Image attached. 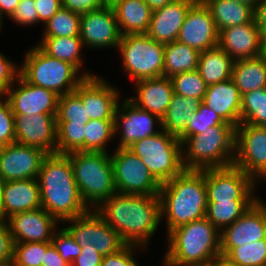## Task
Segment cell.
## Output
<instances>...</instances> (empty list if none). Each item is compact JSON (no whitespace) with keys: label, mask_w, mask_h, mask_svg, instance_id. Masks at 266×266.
<instances>
[{"label":"cell","mask_w":266,"mask_h":266,"mask_svg":"<svg viewBox=\"0 0 266 266\" xmlns=\"http://www.w3.org/2000/svg\"><path fill=\"white\" fill-rule=\"evenodd\" d=\"M256 24L261 32L262 38L266 39V0H259L255 9Z\"/></svg>","instance_id":"9f6ffc18"},{"label":"cell","mask_w":266,"mask_h":266,"mask_svg":"<svg viewBox=\"0 0 266 266\" xmlns=\"http://www.w3.org/2000/svg\"><path fill=\"white\" fill-rule=\"evenodd\" d=\"M208 266H222V258H220L215 264H211Z\"/></svg>","instance_id":"6125c7cd"},{"label":"cell","mask_w":266,"mask_h":266,"mask_svg":"<svg viewBox=\"0 0 266 266\" xmlns=\"http://www.w3.org/2000/svg\"><path fill=\"white\" fill-rule=\"evenodd\" d=\"M20 0H0V12L4 16L5 14L10 17ZM5 13V14H4Z\"/></svg>","instance_id":"6f0895ef"},{"label":"cell","mask_w":266,"mask_h":266,"mask_svg":"<svg viewBox=\"0 0 266 266\" xmlns=\"http://www.w3.org/2000/svg\"><path fill=\"white\" fill-rule=\"evenodd\" d=\"M219 124H229L224 122L213 110L209 109L205 104L201 103L196 112L188 121L186 130L178 137L181 143L189 136L200 134L209 127Z\"/></svg>","instance_id":"ee69618b"},{"label":"cell","mask_w":266,"mask_h":266,"mask_svg":"<svg viewBox=\"0 0 266 266\" xmlns=\"http://www.w3.org/2000/svg\"><path fill=\"white\" fill-rule=\"evenodd\" d=\"M103 256L93 245H84L71 266H101Z\"/></svg>","instance_id":"816d5d0a"},{"label":"cell","mask_w":266,"mask_h":266,"mask_svg":"<svg viewBox=\"0 0 266 266\" xmlns=\"http://www.w3.org/2000/svg\"><path fill=\"white\" fill-rule=\"evenodd\" d=\"M47 155L39 148L16 142L0 147V178L4 182L37 179Z\"/></svg>","instance_id":"5bb4252c"},{"label":"cell","mask_w":266,"mask_h":266,"mask_svg":"<svg viewBox=\"0 0 266 266\" xmlns=\"http://www.w3.org/2000/svg\"><path fill=\"white\" fill-rule=\"evenodd\" d=\"M58 220L42 207L11 215L7 219L13 242H51Z\"/></svg>","instance_id":"7402d4cb"},{"label":"cell","mask_w":266,"mask_h":266,"mask_svg":"<svg viewBox=\"0 0 266 266\" xmlns=\"http://www.w3.org/2000/svg\"><path fill=\"white\" fill-rule=\"evenodd\" d=\"M222 266H236V265L230 264V263L226 262V261L222 258Z\"/></svg>","instance_id":"be15d7a7"},{"label":"cell","mask_w":266,"mask_h":266,"mask_svg":"<svg viewBox=\"0 0 266 266\" xmlns=\"http://www.w3.org/2000/svg\"><path fill=\"white\" fill-rule=\"evenodd\" d=\"M5 219L16 213L41 208V193L37 179H22L4 183Z\"/></svg>","instance_id":"4316f807"},{"label":"cell","mask_w":266,"mask_h":266,"mask_svg":"<svg viewBox=\"0 0 266 266\" xmlns=\"http://www.w3.org/2000/svg\"><path fill=\"white\" fill-rule=\"evenodd\" d=\"M81 14L62 7L47 23L42 38L80 37Z\"/></svg>","instance_id":"74e56055"},{"label":"cell","mask_w":266,"mask_h":266,"mask_svg":"<svg viewBox=\"0 0 266 266\" xmlns=\"http://www.w3.org/2000/svg\"><path fill=\"white\" fill-rule=\"evenodd\" d=\"M15 142L57 153V121L51 114H14Z\"/></svg>","instance_id":"9a60e30c"},{"label":"cell","mask_w":266,"mask_h":266,"mask_svg":"<svg viewBox=\"0 0 266 266\" xmlns=\"http://www.w3.org/2000/svg\"><path fill=\"white\" fill-rule=\"evenodd\" d=\"M57 122L86 124L89 116L80 96L75 92L58 97Z\"/></svg>","instance_id":"60d3db41"},{"label":"cell","mask_w":266,"mask_h":266,"mask_svg":"<svg viewBox=\"0 0 266 266\" xmlns=\"http://www.w3.org/2000/svg\"><path fill=\"white\" fill-rule=\"evenodd\" d=\"M4 181L0 178V222L5 221V206L3 198Z\"/></svg>","instance_id":"91938a15"},{"label":"cell","mask_w":266,"mask_h":266,"mask_svg":"<svg viewBox=\"0 0 266 266\" xmlns=\"http://www.w3.org/2000/svg\"><path fill=\"white\" fill-rule=\"evenodd\" d=\"M233 1L247 4L251 6L254 10L256 9L258 2H259V0H233Z\"/></svg>","instance_id":"94428289"},{"label":"cell","mask_w":266,"mask_h":266,"mask_svg":"<svg viewBox=\"0 0 266 266\" xmlns=\"http://www.w3.org/2000/svg\"><path fill=\"white\" fill-rule=\"evenodd\" d=\"M200 52L179 41L164 45V77L194 71L198 68Z\"/></svg>","instance_id":"d6a6232c"},{"label":"cell","mask_w":266,"mask_h":266,"mask_svg":"<svg viewBox=\"0 0 266 266\" xmlns=\"http://www.w3.org/2000/svg\"><path fill=\"white\" fill-rule=\"evenodd\" d=\"M121 33L112 5L81 14L80 38L83 44L93 48L118 47Z\"/></svg>","instance_id":"2e32d148"},{"label":"cell","mask_w":266,"mask_h":266,"mask_svg":"<svg viewBox=\"0 0 266 266\" xmlns=\"http://www.w3.org/2000/svg\"><path fill=\"white\" fill-rule=\"evenodd\" d=\"M85 125L57 122V153L69 154L84 151Z\"/></svg>","instance_id":"ab89813d"},{"label":"cell","mask_w":266,"mask_h":266,"mask_svg":"<svg viewBox=\"0 0 266 266\" xmlns=\"http://www.w3.org/2000/svg\"><path fill=\"white\" fill-rule=\"evenodd\" d=\"M204 217L168 234L164 266H208L221 258L220 231Z\"/></svg>","instance_id":"277c9868"},{"label":"cell","mask_w":266,"mask_h":266,"mask_svg":"<svg viewBox=\"0 0 266 266\" xmlns=\"http://www.w3.org/2000/svg\"><path fill=\"white\" fill-rule=\"evenodd\" d=\"M204 177L208 203L258 200L252 194L256 182L234 165L204 169Z\"/></svg>","instance_id":"8fae6325"},{"label":"cell","mask_w":266,"mask_h":266,"mask_svg":"<svg viewBox=\"0 0 266 266\" xmlns=\"http://www.w3.org/2000/svg\"><path fill=\"white\" fill-rule=\"evenodd\" d=\"M51 242L14 243L13 263L16 266H42L46 249Z\"/></svg>","instance_id":"7bdbcfd3"},{"label":"cell","mask_w":266,"mask_h":266,"mask_svg":"<svg viewBox=\"0 0 266 266\" xmlns=\"http://www.w3.org/2000/svg\"><path fill=\"white\" fill-rule=\"evenodd\" d=\"M70 157L73 175L83 202L97 208L116 194L113 165L107 152L76 151Z\"/></svg>","instance_id":"8992f818"},{"label":"cell","mask_w":266,"mask_h":266,"mask_svg":"<svg viewBox=\"0 0 266 266\" xmlns=\"http://www.w3.org/2000/svg\"><path fill=\"white\" fill-rule=\"evenodd\" d=\"M105 4L104 0H62V7L79 14L99 9Z\"/></svg>","instance_id":"db71d44e"},{"label":"cell","mask_w":266,"mask_h":266,"mask_svg":"<svg viewBox=\"0 0 266 266\" xmlns=\"http://www.w3.org/2000/svg\"><path fill=\"white\" fill-rule=\"evenodd\" d=\"M66 221L72 225L65 229L81 247L93 245L102 256L114 254L127 245L120 234L108 225L94 209Z\"/></svg>","instance_id":"7c38bea8"},{"label":"cell","mask_w":266,"mask_h":266,"mask_svg":"<svg viewBox=\"0 0 266 266\" xmlns=\"http://www.w3.org/2000/svg\"><path fill=\"white\" fill-rule=\"evenodd\" d=\"M242 96L232 78L209 85L202 100L226 123L235 128L241 123Z\"/></svg>","instance_id":"d4e9b609"},{"label":"cell","mask_w":266,"mask_h":266,"mask_svg":"<svg viewBox=\"0 0 266 266\" xmlns=\"http://www.w3.org/2000/svg\"><path fill=\"white\" fill-rule=\"evenodd\" d=\"M152 11L160 9L175 0H144Z\"/></svg>","instance_id":"680465c9"},{"label":"cell","mask_w":266,"mask_h":266,"mask_svg":"<svg viewBox=\"0 0 266 266\" xmlns=\"http://www.w3.org/2000/svg\"><path fill=\"white\" fill-rule=\"evenodd\" d=\"M218 46L234 61L257 57L264 53V39L255 18L249 23L221 30Z\"/></svg>","instance_id":"603a6c76"},{"label":"cell","mask_w":266,"mask_h":266,"mask_svg":"<svg viewBox=\"0 0 266 266\" xmlns=\"http://www.w3.org/2000/svg\"><path fill=\"white\" fill-rule=\"evenodd\" d=\"M2 19H3V15L1 14V12H0V30H1V27H2Z\"/></svg>","instance_id":"03108f58"},{"label":"cell","mask_w":266,"mask_h":266,"mask_svg":"<svg viewBox=\"0 0 266 266\" xmlns=\"http://www.w3.org/2000/svg\"><path fill=\"white\" fill-rule=\"evenodd\" d=\"M86 108L89 120H114L119 92L97 75L86 77L75 89Z\"/></svg>","instance_id":"ffe728a7"},{"label":"cell","mask_w":266,"mask_h":266,"mask_svg":"<svg viewBox=\"0 0 266 266\" xmlns=\"http://www.w3.org/2000/svg\"><path fill=\"white\" fill-rule=\"evenodd\" d=\"M83 45L80 37H52L42 38L38 46L49 56L71 63L80 71Z\"/></svg>","instance_id":"836d02e7"},{"label":"cell","mask_w":266,"mask_h":266,"mask_svg":"<svg viewBox=\"0 0 266 266\" xmlns=\"http://www.w3.org/2000/svg\"><path fill=\"white\" fill-rule=\"evenodd\" d=\"M263 54L266 56V39L264 40V53Z\"/></svg>","instance_id":"003e7915"},{"label":"cell","mask_w":266,"mask_h":266,"mask_svg":"<svg viewBox=\"0 0 266 266\" xmlns=\"http://www.w3.org/2000/svg\"><path fill=\"white\" fill-rule=\"evenodd\" d=\"M161 220L166 216L167 235L177 227L205 217L207 192L204 169L184 170L161 184Z\"/></svg>","instance_id":"3957f363"},{"label":"cell","mask_w":266,"mask_h":266,"mask_svg":"<svg viewBox=\"0 0 266 266\" xmlns=\"http://www.w3.org/2000/svg\"><path fill=\"white\" fill-rule=\"evenodd\" d=\"M106 4L112 5L117 0H104Z\"/></svg>","instance_id":"e7e4bbea"},{"label":"cell","mask_w":266,"mask_h":266,"mask_svg":"<svg viewBox=\"0 0 266 266\" xmlns=\"http://www.w3.org/2000/svg\"><path fill=\"white\" fill-rule=\"evenodd\" d=\"M201 103V99L186 98L174 93L166 113L161 118L162 126L160 128L168 134L179 137L186 130L188 121Z\"/></svg>","instance_id":"4dcf8cb0"},{"label":"cell","mask_w":266,"mask_h":266,"mask_svg":"<svg viewBox=\"0 0 266 266\" xmlns=\"http://www.w3.org/2000/svg\"><path fill=\"white\" fill-rule=\"evenodd\" d=\"M210 10L218 32L231 26L251 22L255 10L244 3L233 0H202Z\"/></svg>","instance_id":"f546056e"},{"label":"cell","mask_w":266,"mask_h":266,"mask_svg":"<svg viewBox=\"0 0 266 266\" xmlns=\"http://www.w3.org/2000/svg\"><path fill=\"white\" fill-rule=\"evenodd\" d=\"M117 193L159 195L161 184L139 157L128 148H117L111 156Z\"/></svg>","instance_id":"30bf717a"},{"label":"cell","mask_w":266,"mask_h":266,"mask_svg":"<svg viewBox=\"0 0 266 266\" xmlns=\"http://www.w3.org/2000/svg\"><path fill=\"white\" fill-rule=\"evenodd\" d=\"M15 89L12 85L3 96L8 100L13 114L57 115L58 95L46 88L26 82L20 75Z\"/></svg>","instance_id":"ac0fdd59"},{"label":"cell","mask_w":266,"mask_h":266,"mask_svg":"<svg viewBox=\"0 0 266 266\" xmlns=\"http://www.w3.org/2000/svg\"><path fill=\"white\" fill-rule=\"evenodd\" d=\"M136 245H126L118 252L103 256L101 266H139L133 259V249H137Z\"/></svg>","instance_id":"681fc988"},{"label":"cell","mask_w":266,"mask_h":266,"mask_svg":"<svg viewBox=\"0 0 266 266\" xmlns=\"http://www.w3.org/2000/svg\"><path fill=\"white\" fill-rule=\"evenodd\" d=\"M136 84L137 96L129 100L140 109L147 110L162 118L174 94L171 78L161 76L140 80Z\"/></svg>","instance_id":"484cf974"},{"label":"cell","mask_w":266,"mask_h":266,"mask_svg":"<svg viewBox=\"0 0 266 266\" xmlns=\"http://www.w3.org/2000/svg\"><path fill=\"white\" fill-rule=\"evenodd\" d=\"M112 8L121 35L147 33L152 10L144 0H117Z\"/></svg>","instance_id":"83f0119b"},{"label":"cell","mask_w":266,"mask_h":266,"mask_svg":"<svg viewBox=\"0 0 266 266\" xmlns=\"http://www.w3.org/2000/svg\"><path fill=\"white\" fill-rule=\"evenodd\" d=\"M38 22L47 23L61 8L62 0H34Z\"/></svg>","instance_id":"f5cc1de1"},{"label":"cell","mask_w":266,"mask_h":266,"mask_svg":"<svg viewBox=\"0 0 266 266\" xmlns=\"http://www.w3.org/2000/svg\"><path fill=\"white\" fill-rule=\"evenodd\" d=\"M117 49L122 54L124 70L135 82L163 76L164 44L147 34L122 35Z\"/></svg>","instance_id":"9c48e42d"},{"label":"cell","mask_w":266,"mask_h":266,"mask_svg":"<svg viewBox=\"0 0 266 266\" xmlns=\"http://www.w3.org/2000/svg\"><path fill=\"white\" fill-rule=\"evenodd\" d=\"M235 130L231 124H219L200 134L187 137L182 142V161L185 170L224 168L233 165Z\"/></svg>","instance_id":"5b68a950"},{"label":"cell","mask_w":266,"mask_h":266,"mask_svg":"<svg viewBox=\"0 0 266 266\" xmlns=\"http://www.w3.org/2000/svg\"><path fill=\"white\" fill-rule=\"evenodd\" d=\"M37 181L42 208L58 221L81 216L90 210L80 196L67 154H48Z\"/></svg>","instance_id":"7a4b0ae2"},{"label":"cell","mask_w":266,"mask_h":266,"mask_svg":"<svg viewBox=\"0 0 266 266\" xmlns=\"http://www.w3.org/2000/svg\"><path fill=\"white\" fill-rule=\"evenodd\" d=\"M0 98V147H3L15 143V122L8 100L2 94Z\"/></svg>","instance_id":"bcb514c9"},{"label":"cell","mask_w":266,"mask_h":266,"mask_svg":"<svg viewBox=\"0 0 266 266\" xmlns=\"http://www.w3.org/2000/svg\"><path fill=\"white\" fill-rule=\"evenodd\" d=\"M221 258L236 266H266V239L238 247H220Z\"/></svg>","instance_id":"e575fe53"},{"label":"cell","mask_w":266,"mask_h":266,"mask_svg":"<svg viewBox=\"0 0 266 266\" xmlns=\"http://www.w3.org/2000/svg\"><path fill=\"white\" fill-rule=\"evenodd\" d=\"M16 66L0 52V95H3L19 77L20 68Z\"/></svg>","instance_id":"c3c4849f"},{"label":"cell","mask_w":266,"mask_h":266,"mask_svg":"<svg viewBox=\"0 0 266 266\" xmlns=\"http://www.w3.org/2000/svg\"><path fill=\"white\" fill-rule=\"evenodd\" d=\"M14 242L6 222H0V266L13 261Z\"/></svg>","instance_id":"f907efd6"},{"label":"cell","mask_w":266,"mask_h":266,"mask_svg":"<svg viewBox=\"0 0 266 266\" xmlns=\"http://www.w3.org/2000/svg\"><path fill=\"white\" fill-rule=\"evenodd\" d=\"M128 149L144 162L160 184L173 179L185 170L181 141L164 130L134 142Z\"/></svg>","instance_id":"ba28073f"},{"label":"cell","mask_w":266,"mask_h":266,"mask_svg":"<svg viewBox=\"0 0 266 266\" xmlns=\"http://www.w3.org/2000/svg\"><path fill=\"white\" fill-rule=\"evenodd\" d=\"M120 107L118 106L114 117L115 136L121 129L118 148H129L134 142L162 131V129L159 131L153 130L156 121L159 123V126H162V119L158 115L140 109L129 98L125 99ZM119 122L122 123V126H120L121 123Z\"/></svg>","instance_id":"d6986e66"},{"label":"cell","mask_w":266,"mask_h":266,"mask_svg":"<svg viewBox=\"0 0 266 266\" xmlns=\"http://www.w3.org/2000/svg\"><path fill=\"white\" fill-rule=\"evenodd\" d=\"M42 266H71L66 262L60 253L56 250L53 244H51L44 254V261H42Z\"/></svg>","instance_id":"11a10c76"},{"label":"cell","mask_w":266,"mask_h":266,"mask_svg":"<svg viewBox=\"0 0 266 266\" xmlns=\"http://www.w3.org/2000/svg\"><path fill=\"white\" fill-rule=\"evenodd\" d=\"M114 126V120H89L85 125L84 151L107 152V142L115 135Z\"/></svg>","instance_id":"f35d334b"},{"label":"cell","mask_w":266,"mask_h":266,"mask_svg":"<svg viewBox=\"0 0 266 266\" xmlns=\"http://www.w3.org/2000/svg\"><path fill=\"white\" fill-rule=\"evenodd\" d=\"M266 239V203L258 199L231 225L220 232V247H238Z\"/></svg>","instance_id":"44dd1931"},{"label":"cell","mask_w":266,"mask_h":266,"mask_svg":"<svg viewBox=\"0 0 266 266\" xmlns=\"http://www.w3.org/2000/svg\"><path fill=\"white\" fill-rule=\"evenodd\" d=\"M233 62L234 60L217 46L200 52L197 70L209 86L232 78Z\"/></svg>","instance_id":"1f68e13d"},{"label":"cell","mask_w":266,"mask_h":266,"mask_svg":"<svg viewBox=\"0 0 266 266\" xmlns=\"http://www.w3.org/2000/svg\"><path fill=\"white\" fill-rule=\"evenodd\" d=\"M197 0H175L152 11L147 35L161 44L176 41L190 7Z\"/></svg>","instance_id":"cb8c5ba5"},{"label":"cell","mask_w":266,"mask_h":266,"mask_svg":"<svg viewBox=\"0 0 266 266\" xmlns=\"http://www.w3.org/2000/svg\"><path fill=\"white\" fill-rule=\"evenodd\" d=\"M25 56L19 75L26 82L51 90L58 96L75 91L86 77L95 76L90 73L78 75L79 70L74 65L49 56L38 45Z\"/></svg>","instance_id":"52a82bcc"},{"label":"cell","mask_w":266,"mask_h":266,"mask_svg":"<svg viewBox=\"0 0 266 266\" xmlns=\"http://www.w3.org/2000/svg\"><path fill=\"white\" fill-rule=\"evenodd\" d=\"M240 124L266 127V87L242 95Z\"/></svg>","instance_id":"8d00e7d4"},{"label":"cell","mask_w":266,"mask_h":266,"mask_svg":"<svg viewBox=\"0 0 266 266\" xmlns=\"http://www.w3.org/2000/svg\"><path fill=\"white\" fill-rule=\"evenodd\" d=\"M256 201H219L208 203L205 217L220 232L248 211Z\"/></svg>","instance_id":"d590c367"},{"label":"cell","mask_w":266,"mask_h":266,"mask_svg":"<svg viewBox=\"0 0 266 266\" xmlns=\"http://www.w3.org/2000/svg\"><path fill=\"white\" fill-rule=\"evenodd\" d=\"M10 18L21 25L37 23L38 13L34 0H20Z\"/></svg>","instance_id":"7dc6e473"},{"label":"cell","mask_w":266,"mask_h":266,"mask_svg":"<svg viewBox=\"0 0 266 266\" xmlns=\"http://www.w3.org/2000/svg\"><path fill=\"white\" fill-rule=\"evenodd\" d=\"M51 243L60 253V256L70 265L81 252V246L65 228L55 231Z\"/></svg>","instance_id":"f6af8a7d"},{"label":"cell","mask_w":266,"mask_h":266,"mask_svg":"<svg viewBox=\"0 0 266 266\" xmlns=\"http://www.w3.org/2000/svg\"><path fill=\"white\" fill-rule=\"evenodd\" d=\"M177 41L199 52L218 46V29L210 10L202 0H197L190 7Z\"/></svg>","instance_id":"e0dca14e"},{"label":"cell","mask_w":266,"mask_h":266,"mask_svg":"<svg viewBox=\"0 0 266 266\" xmlns=\"http://www.w3.org/2000/svg\"><path fill=\"white\" fill-rule=\"evenodd\" d=\"M174 93L184 97H194L203 100L208 85L200 76L199 71L183 72L171 77Z\"/></svg>","instance_id":"b9f144b4"},{"label":"cell","mask_w":266,"mask_h":266,"mask_svg":"<svg viewBox=\"0 0 266 266\" xmlns=\"http://www.w3.org/2000/svg\"><path fill=\"white\" fill-rule=\"evenodd\" d=\"M233 165L255 182L261 177L266 180V127L251 124L236 127Z\"/></svg>","instance_id":"4fadbf2b"},{"label":"cell","mask_w":266,"mask_h":266,"mask_svg":"<svg viewBox=\"0 0 266 266\" xmlns=\"http://www.w3.org/2000/svg\"><path fill=\"white\" fill-rule=\"evenodd\" d=\"M94 210L127 245L146 247L161 221L159 195L116 193Z\"/></svg>","instance_id":"6da1fadb"},{"label":"cell","mask_w":266,"mask_h":266,"mask_svg":"<svg viewBox=\"0 0 266 266\" xmlns=\"http://www.w3.org/2000/svg\"><path fill=\"white\" fill-rule=\"evenodd\" d=\"M232 80L240 95L266 87V56L236 60L232 67Z\"/></svg>","instance_id":"f1b7e54d"}]
</instances>
